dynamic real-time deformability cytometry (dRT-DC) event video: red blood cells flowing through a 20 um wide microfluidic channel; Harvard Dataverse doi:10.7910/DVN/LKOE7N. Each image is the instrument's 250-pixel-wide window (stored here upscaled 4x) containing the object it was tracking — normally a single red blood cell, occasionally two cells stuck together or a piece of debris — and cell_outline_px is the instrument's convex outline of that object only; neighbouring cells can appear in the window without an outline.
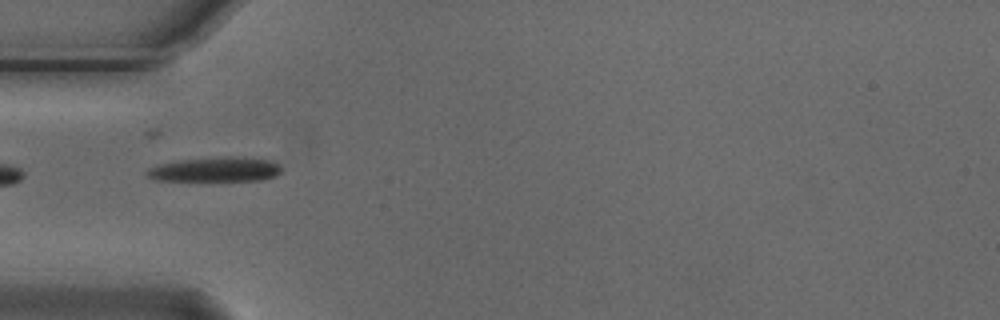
{"species": "Egyptian fruit bat (a non-hibernating species)", "species_latin": "Rousettus aegyptiacus", "temperature_condition": "cold", "stored_images_in_passage": 7, "segment_of_instrument_passage": [2, 2], "camera_frame_rate_fps": 3000, "um_per_image_px": 0.085, "animal": {"sex": "male"}, "frame": {"image": 1, "passage_image": 4, "time_ms": 1.0, "image_size_px": [1000, 320], "cell_outline_px": [[280, 172], [276, 176], [260, 180], [156, 180], [148, 176], [144, 172], [148, 168], [156, 164], [180, 160], [224, 156], [268, 160], [276, 164], [280, 168]], "centroid_in_image_um": [18.23, 14.4], "position_along_channel_um": 66.8, "area_um2": 18.96}}
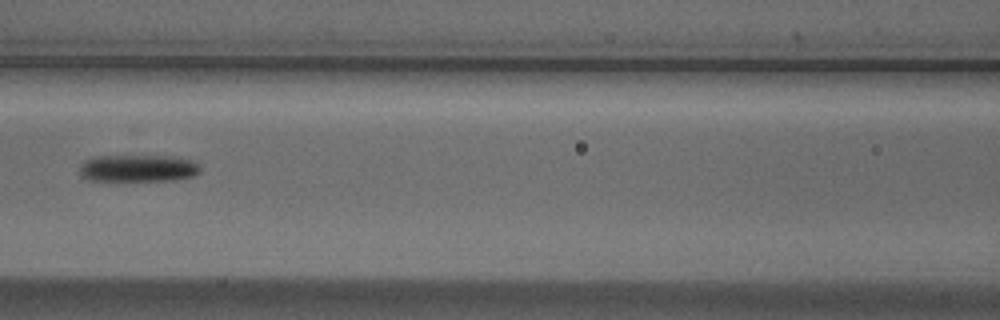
{"frame": {"image": 2, "passage_image": 6, "time_ms": 1.667, "image_size_px": [1000, 320], "cell_outline_px": [[200, 172], [192, 176], [172, 180], [88, 180], [80, 176], [80, 164], [84, 160], [96, 156], [172, 156], [196, 160], [200, 168]], "centroid_in_image_um": [11.74, 14.29], "position_along_channel_um": 154.9, "area_um2": 19.13}}
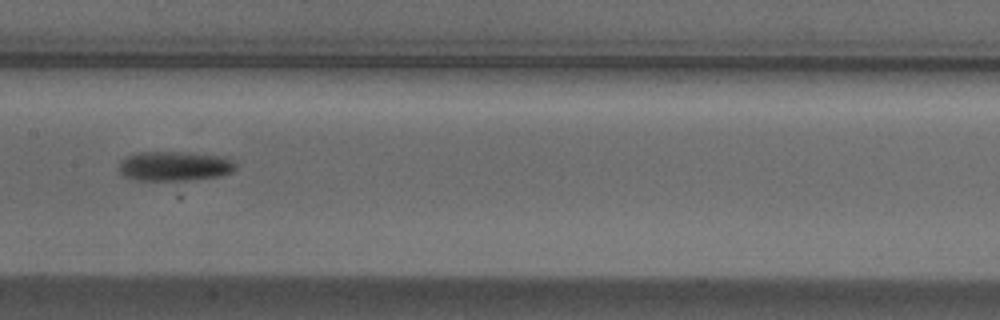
{"frame": {"image": 3, "passage_image": 7, "time_ms": 2.0, "image_size_px": [1000, 320], "cell_outline_px": [[236, 168], [232, 172], [220, 176], [188, 180], [140, 180], [124, 176], [120, 172], [120, 160], [128, 156], [140, 152], [188, 152], [220, 156], [232, 160], [236, 164]], "centroid_in_image_um": [14.86, 14.11], "position_along_channel_um": 192.5, "area_um2": 20.0}}